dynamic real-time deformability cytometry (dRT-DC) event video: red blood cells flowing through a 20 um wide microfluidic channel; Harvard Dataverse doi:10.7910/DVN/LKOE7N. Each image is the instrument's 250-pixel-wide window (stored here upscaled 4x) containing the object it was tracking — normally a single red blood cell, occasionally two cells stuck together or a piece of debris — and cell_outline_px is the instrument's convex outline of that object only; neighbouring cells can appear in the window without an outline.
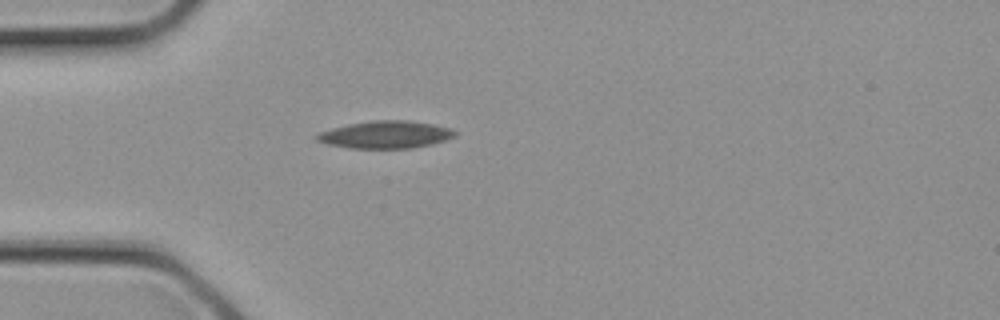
{"species": "common noctule bat (a hibernating species)", "species_latin": "Nyctalus noctula", "temperature_condition": "cold", "stored_images_in_passage": 1, "camera_frame_rate_fps": 3000, "um_per_image_px": 0.085, "animal": {"sex": "female", "body_mass_g": 21.9}, "frame": {"image": 1, "passage_image": 1, "time_ms": 0.0, "image_size_px": [1000, 320], "cell_outline_px": [[460, 132], [456, 136], [432, 144], [412, 148], [348, 148], [328, 144], [316, 140], [316, 136], [320, 132], [332, 128], [348, 124], [372, 120], [408, 120], [432, 124], [452, 128]], "centroid_in_image_um": [32.82, 11.44], "position_along_channel_um": 52.2, "area_um2": 22.14}}